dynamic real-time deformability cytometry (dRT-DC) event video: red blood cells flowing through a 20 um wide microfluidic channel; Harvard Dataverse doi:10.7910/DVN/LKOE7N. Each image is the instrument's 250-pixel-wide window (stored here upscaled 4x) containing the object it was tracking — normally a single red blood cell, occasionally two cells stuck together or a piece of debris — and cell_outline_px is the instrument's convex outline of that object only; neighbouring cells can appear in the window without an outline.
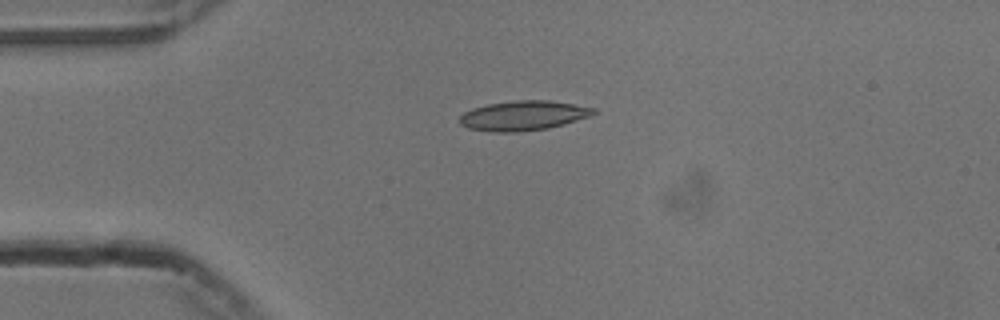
{"species": "common noctule bat (a hibernating species)", "species_latin": "Nyctalus noctula", "temperature_condition": "cold", "stored_images_in_passage": 42, "camera_frame_rate_fps": 3000, "um_per_image_px": 0.085, "animal": {"sex": "male", "body_mass_g": 13.3}, "frame": {"image": 1, "passage_image": 1, "time_ms": 0.0, "image_size_px": [1000, 320], "cell_outline_px": [[596, 112], [588, 116], [576, 120], [548, 128], [520, 132], [492, 132], [468, 128], [460, 124], [460, 116], [464, 112], [472, 108], [488, 104], [516, 100], [548, 100], [596, 108]], "centroid_in_image_um": [44.44, 9.83], "position_along_channel_um": 40.6, "area_um2": 23.0}}
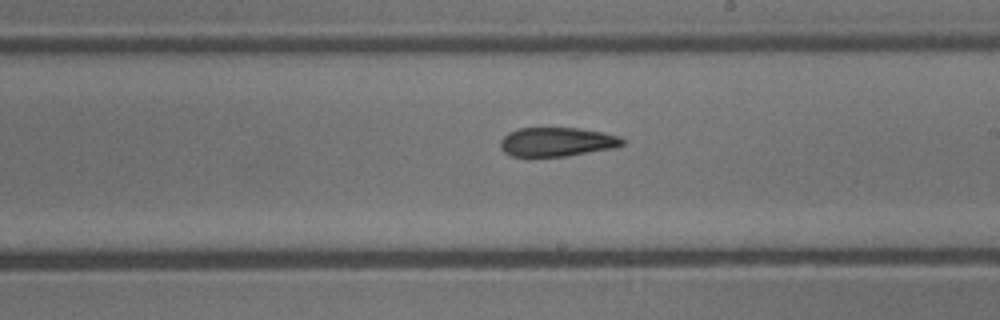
{"frame": {"image": 2, "passage_image": 19, "time_ms": 6.0, "image_size_px": [1000, 320], "cell_outline_px": [[624, 144], [616, 148], [568, 156], [528, 160], [512, 156], [504, 152], [500, 148], [500, 140], [508, 132], [520, 128], [580, 128], [604, 132], [620, 136], [624, 140]], "centroid_in_image_um": [47.3, 12.11], "position_along_channel_um": 241.7, "area_um2": 21.68}}
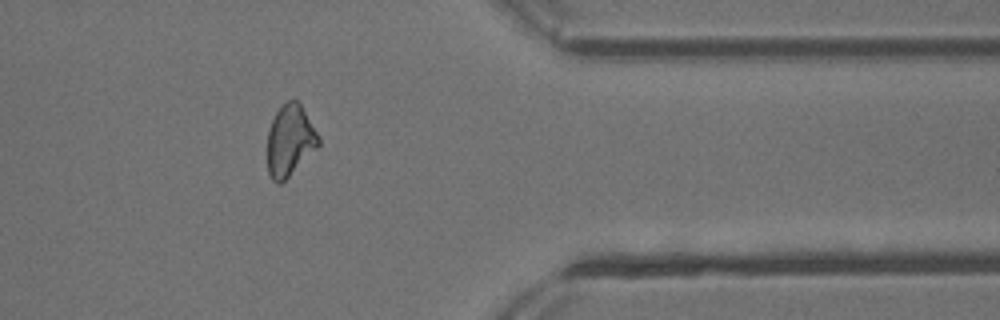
{"frame": {"image": 3, "passage_image": 32, "time_ms": 10.333, "image_size_px": [1000, 320], "cell_outline_px": [[320, 144], [280, 184], [276, 184], [272, 180], [268, 172], [268, 132], [272, 120], [276, 112], [288, 100], [296, 100], [300, 104], [316, 132], [320, 140]], "centroid_in_image_um": [24.62, 11.96], "position_along_channel_um": 386.8, "area_um2": 20.58}}